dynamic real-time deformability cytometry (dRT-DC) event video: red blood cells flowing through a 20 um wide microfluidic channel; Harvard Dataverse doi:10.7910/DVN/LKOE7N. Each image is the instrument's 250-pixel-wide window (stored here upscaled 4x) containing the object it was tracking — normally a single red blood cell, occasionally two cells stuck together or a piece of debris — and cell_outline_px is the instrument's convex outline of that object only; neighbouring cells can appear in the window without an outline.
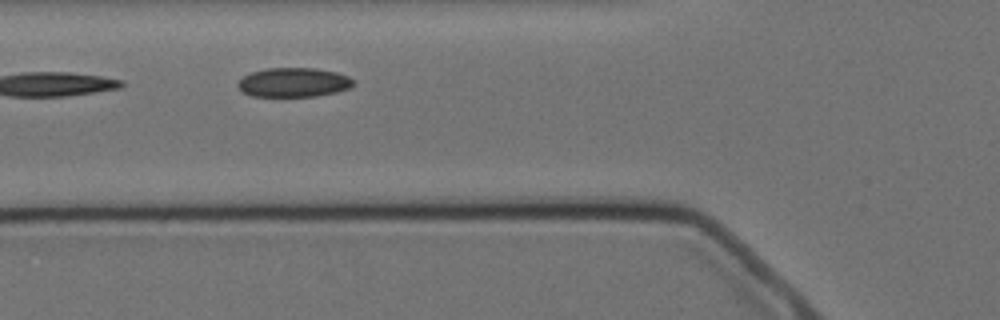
{"species": "Egyptian fruit bat (a non-hibernating species)", "species_latin": "Rousettus aegyptiacus", "temperature_condition": "cold", "stored_images_in_passage": 3, "camera_frame_rate_fps": 3000, "um_per_image_px": 0.085, "animal": {"sex": "female"}, "frame": {"image": 1, "passage_image": 3, "time_ms": 2.667, "image_size_px": [1000, 320], "cell_outline_px": [[356, 84], [348, 88], [336, 92], [316, 96], [252, 96], [240, 92], [236, 84], [244, 76], [252, 72], [268, 68], [316, 68], [336, 72], [348, 76]], "centroid_in_image_um": [24.94, 7.0], "position_along_channel_um": 100.9, "area_um2": 19.71}}